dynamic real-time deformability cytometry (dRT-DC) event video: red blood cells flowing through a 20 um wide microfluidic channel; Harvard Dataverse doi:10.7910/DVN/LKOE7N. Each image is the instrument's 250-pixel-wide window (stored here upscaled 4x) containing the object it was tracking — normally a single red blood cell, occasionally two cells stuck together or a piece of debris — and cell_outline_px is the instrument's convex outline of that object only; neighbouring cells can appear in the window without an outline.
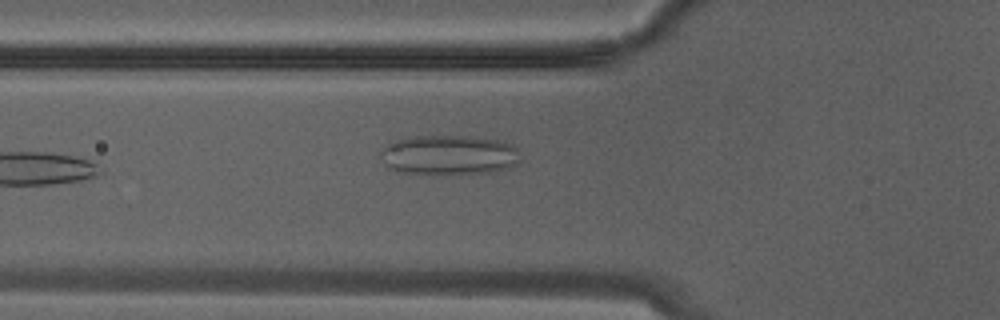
{"species": "Egyptian fruit bat (a non-hibernating species)", "species_latin": "Rousettus aegyptiacus", "temperature_condition": "warm", "stored_images_in_passage": 6, "camera_frame_rate_fps": 3000, "um_per_image_px": 0.085, "animal": {"sex": "male"}, "frame": {"image": 1, "passage_image": 6, "time_ms": 1.667, "image_size_px": [1000, 320], "cell_outline_px": [[520, 164], [492, 172], [460, 176], [396, 172], [388, 168], [380, 160], [380, 152], [388, 144], [396, 140], [416, 136], [460, 136], [496, 140], [512, 144], [516, 148], [520, 160]], "centroid_in_image_um": [38.14, 13.22], "position_along_channel_um": 87.7, "area_um2": 33.06}}